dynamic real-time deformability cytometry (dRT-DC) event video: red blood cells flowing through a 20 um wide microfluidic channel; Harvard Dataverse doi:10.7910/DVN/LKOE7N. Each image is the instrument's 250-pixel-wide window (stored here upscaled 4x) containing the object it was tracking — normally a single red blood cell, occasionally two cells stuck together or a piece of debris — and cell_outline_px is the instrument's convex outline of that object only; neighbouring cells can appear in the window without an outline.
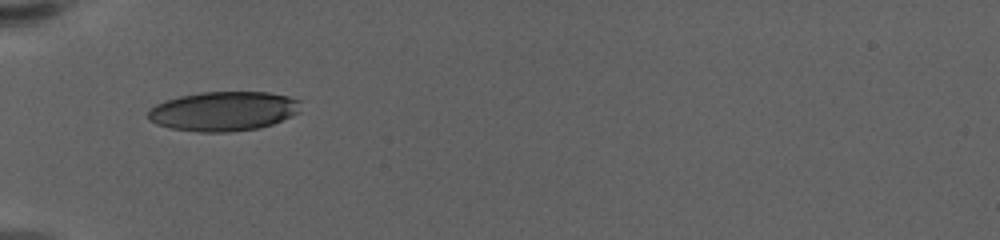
{"species": "human", "species_latin": "Homo sapiens", "temperature_condition": "warm", "stored_images_in_passage": 39, "camera_frame_rate_fps": 3000, "um_per_image_px": 0.085, "donor": {"sex": "female"}, "frame": {"image": 1, "passage_image": 1, "time_ms": 0.0, "image_size_px": [1000, 240], "cell_outline_px": [[300, 112], [272, 124], [256, 128], [228, 132], [200, 132], [172, 128], [156, 124], [148, 120], [148, 112], [156, 104], [180, 96], [200, 92], [268, 92], [288, 96], [300, 100]], "centroid_in_image_um": [19.01, 9.45], "position_along_channel_um": 66.0, "area_um2": 34.91}}
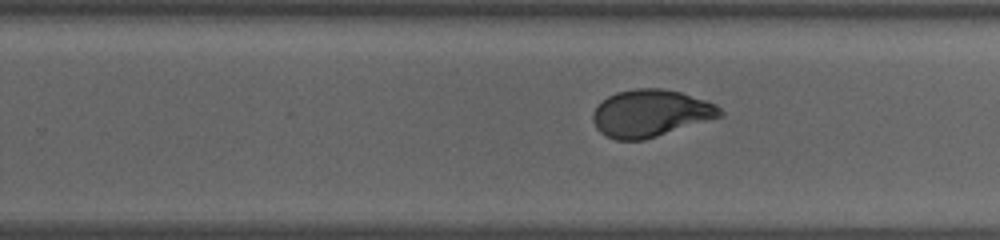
{"frame": {"image": 2, "passage_image": 19, "time_ms": 6.0, "image_size_px": [1000, 240], "cell_outline_px": [[724, 116], [644, 140], [616, 140], [600, 132], [596, 128], [592, 120], [592, 112], [608, 96], [616, 92], [636, 88], [660, 88], [680, 92], [716, 104], [724, 112]], "centroid_in_image_um": [55.31, 9.63], "position_along_channel_um": 274.5, "area_um2": 34.91}}
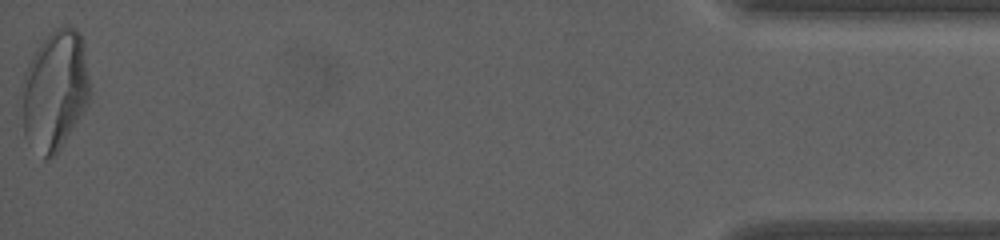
{"frame": {"image": 3, "passage_image": 39, "time_ms": 12.667, "image_size_px": [1000, 240], "cell_outline_px": [[88, 104], [56, 156], [48, 160], [44, 160], [24, 136], [24, 72], [32, 56], [40, 44], [56, 28], [76, 28], [80, 32], [84, 44], [88, 80]], "centroid_in_image_um": [4.68, 7.73], "position_along_channel_um": 430.5, "area_um2": 46.64}, "authors_computed_cell_mechanics": {"area_um2": 35.4892, "velocity_mm_per_s": 3.5677, "shape_relaxation_time_tau1_ms": 3.86, "shape_relaxation_time_tau2_ms": 0.8059, "deformation_change_tau1": 0.1675, "deformation_change_tau2": 0.0594}}